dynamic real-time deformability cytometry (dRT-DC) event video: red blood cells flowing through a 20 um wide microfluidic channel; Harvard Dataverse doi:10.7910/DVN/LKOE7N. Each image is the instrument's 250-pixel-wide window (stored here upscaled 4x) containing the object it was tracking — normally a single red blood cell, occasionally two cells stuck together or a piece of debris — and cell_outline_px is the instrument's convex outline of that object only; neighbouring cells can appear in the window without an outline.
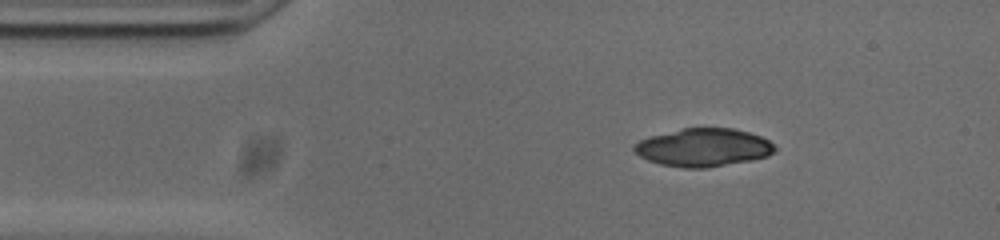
{"species": "common noctule bat (a hibernating species)", "species_latin": "Nyctalus noctula", "temperature_condition": "cold", "stored_images_in_passage": 38, "camera_frame_rate_fps": 3000, "um_per_image_px": 0.085, "animal": {"sex": "male", "body_mass_g": 20.0, "forearm_length_mm": 53.3}, "frame": {"image": 1, "passage_image": 1, "time_ms": 0.0, "image_size_px": [1000, 240], "cell_outline_px": [[776, 152], [768, 156], [752, 160], [708, 168], [684, 168], [660, 164], [648, 160], [640, 156], [632, 148], [640, 140], [652, 136], [680, 128], [732, 128], [748, 132], [760, 136], [768, 140], [776, 148]], "centroid_in_image_um": [59.81, 12.54], "position_along_channel_um": 25.2, "area_um2": 31.15}}